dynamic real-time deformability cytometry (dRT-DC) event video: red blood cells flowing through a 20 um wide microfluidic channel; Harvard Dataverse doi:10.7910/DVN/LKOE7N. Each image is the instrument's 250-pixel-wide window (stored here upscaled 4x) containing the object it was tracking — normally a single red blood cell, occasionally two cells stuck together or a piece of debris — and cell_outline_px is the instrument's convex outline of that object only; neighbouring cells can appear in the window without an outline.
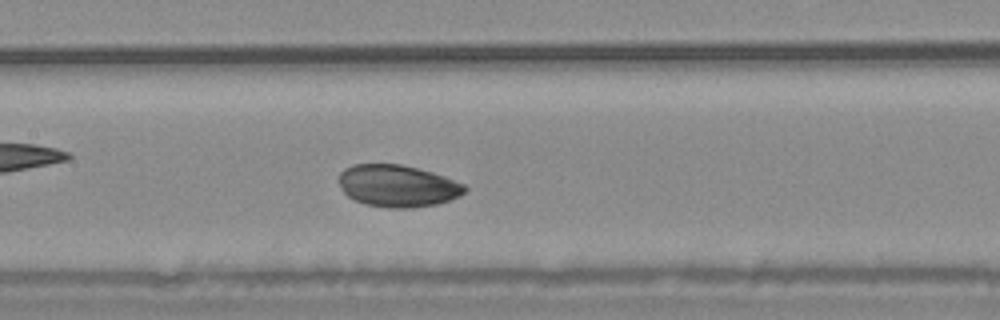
{"species": "common noctule bat (a hibernating species)", "species_latin": "Nyctalus noctula", "temperature_condition": "warm", "stored_images_in_passage": 52, "camera_frame_rate_fps": 3000, "um_per_image_px": 0.085, "animal": {"sex": "male", "body_mass_g": 20.4}, "frame": {"image": 1, "passage_image": 23, "time_ms": 7.333, "image_size_px": [1000, 320], "cell_outline_px": [[468, 188], [460, 196], [436, 204], [412, 208], [388, 208], [364, 204], [352, 200], [344, 192], [340, 184], [340, 172], [344, 168], [352, 164], [400, 164], [432, 172], [444, 176], [464, 184]], "centroid_in_image_um": [33.78, 15.8], "position_along_channel_um": 173.6, "area_um2": 30.87}}